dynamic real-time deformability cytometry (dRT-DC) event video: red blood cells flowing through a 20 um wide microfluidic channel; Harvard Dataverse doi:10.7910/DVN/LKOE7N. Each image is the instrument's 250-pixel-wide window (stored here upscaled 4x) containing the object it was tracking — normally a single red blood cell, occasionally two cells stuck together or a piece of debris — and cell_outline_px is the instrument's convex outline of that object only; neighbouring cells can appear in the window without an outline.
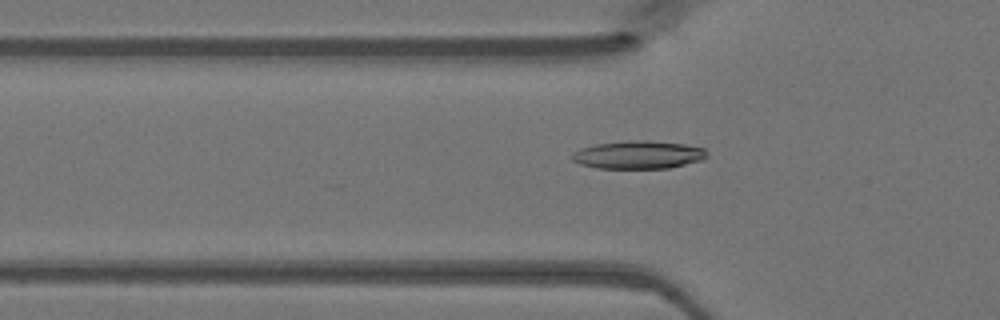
{"species": "Egyptian fruit bat (a non-hibernating species)", "species_latin": "Rousettus aegyptiacus", "temperature_condition": "warm", "stored_images_in_passage": 48, "camera_frame_rate_fps": 3000, "um_per_image_px": 0.085, "animal": {"sex": "female"}, "frame": {"image": 1, "passage_image": 16, "time_ms": 5.0, "image_size_px": [1000, 320], "cell_outline_px": [[708, 156], [700, 160], [668, 168], [596, 168], [580, 164], [572, 160], [572, 152], [580, 148], [596, 144], [628, 140], [648, 140], [684, 144], [704, 148], [708, 152]], "centroid_in_image_um": [54.24, 13.15], "position_along_channel_um": 71.6, "area_um2": 22.02}}
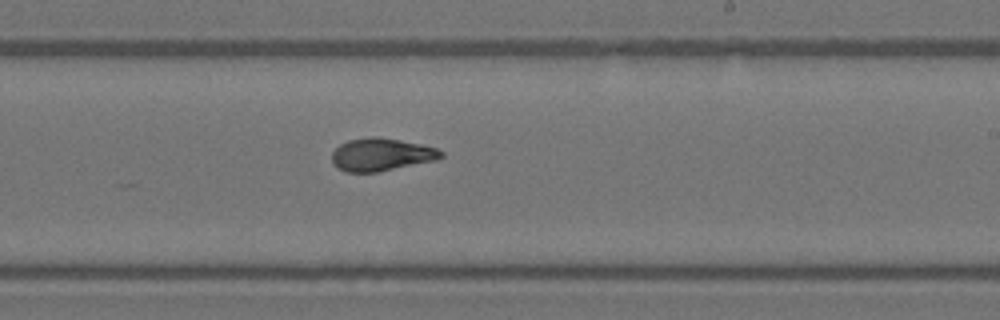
{"frame": {"image": 2, "passage_image": 29, "time_ms": 9.333, "image_size_px": [1000, 320], "cell_outline_px": [[444, 156], [436, 160], [376, 172], [344, 172], [336, 168], [332, 164], [332, 152], [340, 144], [348, 140], [372, 136], [376, 136], [400, 140], [420, 144], [436, 148], [444, 152]], "centroid_in_image_um": [32.38, 13.14], "position_along_channel_um": 256.6, "area_um2": 20.87}}
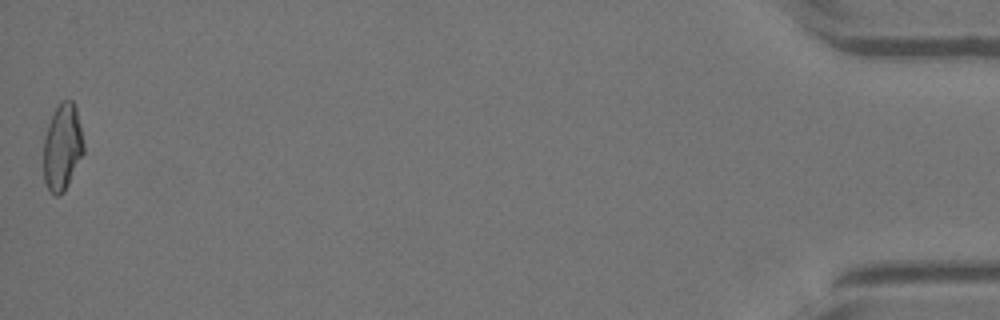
{"frame": {"image": 3, "passage_image": 48, "time_ms": 15.667, "image_size_px": [1000, 320], "cell_outline_px": [[84, 152], [64, 192], [60, 196], [56, 196], [48, 188], [44, 180], [44, 136], [48, 124], [60, 100], [72, 100], [76, 108], [84, 144]], "centroid_in_image_um": [5.3, 12.5], "position_along_channel_um": 429.9, "area_um2": 20.11}}